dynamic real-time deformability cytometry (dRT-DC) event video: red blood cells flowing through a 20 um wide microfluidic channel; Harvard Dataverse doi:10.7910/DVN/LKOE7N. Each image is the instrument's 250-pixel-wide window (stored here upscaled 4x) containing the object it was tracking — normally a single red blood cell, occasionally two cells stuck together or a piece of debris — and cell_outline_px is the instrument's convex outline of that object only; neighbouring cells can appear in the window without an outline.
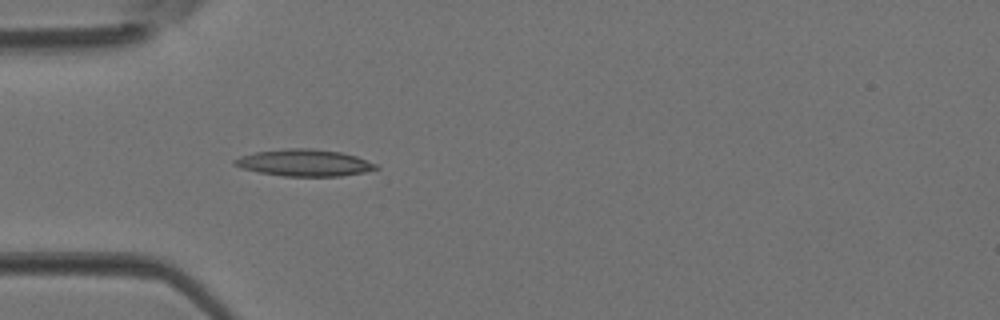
{"species": "Egyptian fruit bat (a non-hibernating species)", "species_latin": "Rousettus aegyptiacus", "temperature_condition": "room temperature", "stored_images_in_passage": 3, "camera_frame_rate_fps": 3000, "um_per_image_px": 0.085, "animal": {"sex": "female"}, "frame": {"image": 1, "passage_image": 3, "time_ms": 0.667, "image_size_px": [1000, 320], "cell_outline_px": [[380, 168], [364, 172], [340, 176], [284, 176], [260, 172], [244, 168], [232, 164], [232, 160], [240, 156], [256, 152], [284, 148], [312, 148], [340, 152], [356, 156], [376, 164]], "centroid_in_image_um": [25.86, 13.83], "position_along_channel_um": 59.1, "area_um2": 21.96}}